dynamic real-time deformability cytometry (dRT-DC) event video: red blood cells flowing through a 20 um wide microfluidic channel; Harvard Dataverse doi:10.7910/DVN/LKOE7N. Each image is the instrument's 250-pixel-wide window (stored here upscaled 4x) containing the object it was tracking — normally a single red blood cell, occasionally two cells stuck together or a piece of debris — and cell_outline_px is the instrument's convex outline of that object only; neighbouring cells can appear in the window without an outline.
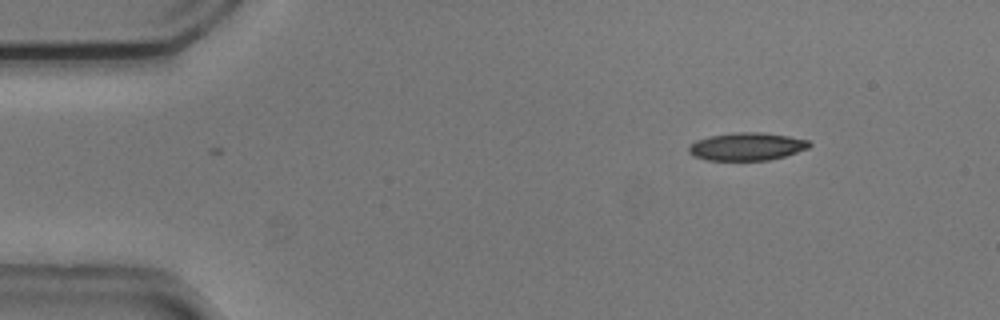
{"species": "common noctule bat (a hibernating species)", "species_latin": "Nyctalus noctula", "temperature_condition": "cold", "stored_images_in_passage": 2, "camera_frame_rate_fps": 3000, "um_per_image_px": 0.085, "animal": {"sex": "male", "body_mass_g": 20.5, "forearm_length_mm": 52.5}, "frame": {"image": 1, "passage_image": 1, "time_ms": 0.0, "image_size_px": [1000, 320], "cell_outline_px": [[812, 144], [808, 148], [784, 156], [768, 160], [708, 160], [692, 156], [688, 152], [688, 144], [696, 140], [708, 136], [736, 132], [760, 132], [788, 136], [808, 140]], "centroid_in_image_um": [63.43, 12.45], "position_along_channel_um": 21.6, "area_um2": 19.59}}